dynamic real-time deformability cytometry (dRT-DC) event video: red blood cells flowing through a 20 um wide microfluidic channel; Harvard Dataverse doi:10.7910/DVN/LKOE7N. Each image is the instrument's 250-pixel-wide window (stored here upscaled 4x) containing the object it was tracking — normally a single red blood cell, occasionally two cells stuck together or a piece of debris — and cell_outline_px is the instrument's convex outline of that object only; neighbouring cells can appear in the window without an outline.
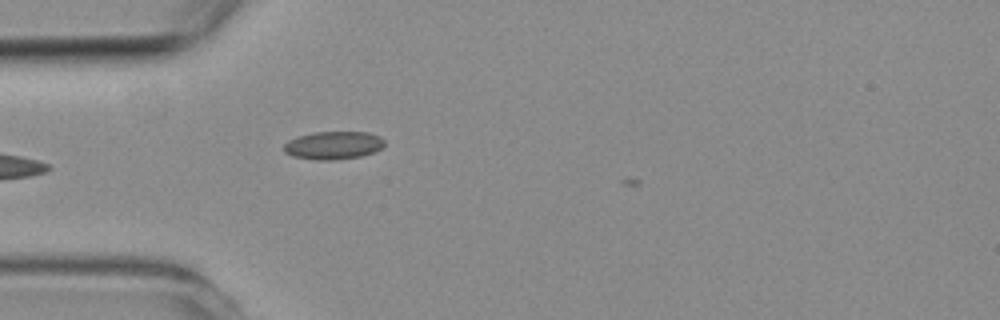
{"species": "common noctule bat (a hibernating species)", "species_latin": "Nyctalus noctula", "temperature_condition": "room temperature", "stored_images_in_passage": 1, "camera_frame_rate_fps": 3000, "um_per_image_px": 0.085, "animal": {"sex": "female", "body_mass_g": 19.3, "forearm_length_mm": 54.1}, "frame": {"image": 1, "passage_image": 1, "time_ms": 0.0, "image_size_px": [1000, 320], "cell_outline_px": [[384, 144], [376, 152], [360, 156], [336, 160], [316, 160], [292, 156], [284, 152], [284, 144], [288, 140], [300, 136], [316, 132], [368, 132], [380, 136], [384, 140]], "centroid_in_image_um": [28.34, 12.36], "position_along_channel_um": 56.7, "area_um2": 16.42}}